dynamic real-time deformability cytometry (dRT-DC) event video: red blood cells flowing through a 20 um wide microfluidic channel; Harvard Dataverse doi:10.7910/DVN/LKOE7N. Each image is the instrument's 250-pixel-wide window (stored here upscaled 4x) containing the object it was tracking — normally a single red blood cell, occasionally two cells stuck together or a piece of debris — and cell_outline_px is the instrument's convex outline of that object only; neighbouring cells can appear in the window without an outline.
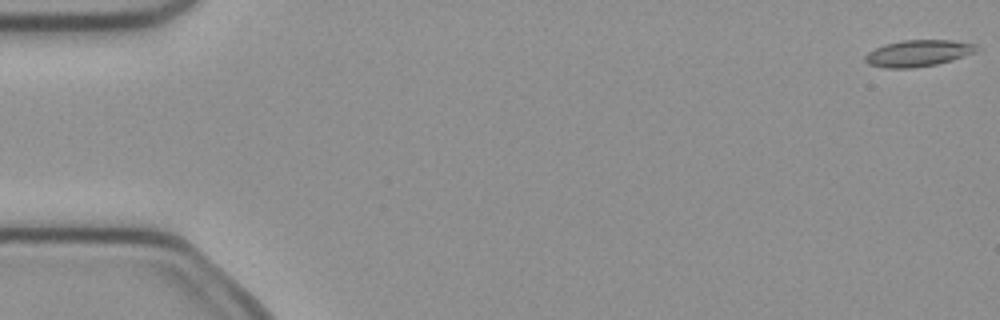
{"species": "common noctule bat (a hibernating species)", "species_latin": "Nyctalus noctula", "temperature_condition": "cold", "stored_images_in_passage": 5, "camera_frame_rate_fps": 3000, "um_per_image_px": 0.085, "animal": {"sex": "female", "body_mass_g": 21.9}, "frame": {"image": 1, "passage_image": 1, "time_ms": 0.0, "image_size_px": [1000, 320], "cell_outline_px": [[980, 48], [976, 52], [952, 60], [936, 64], [912, 68], [884, 68], [868, 64], [864, 60], [864, 56], [868, 52], [884, 44], [904, 40], [952, 40], [976, 44]], "centroid_in_image_um": [78.04, 4.52], "position_along_channel_um": 7.0, "area_um2": 17.28}}